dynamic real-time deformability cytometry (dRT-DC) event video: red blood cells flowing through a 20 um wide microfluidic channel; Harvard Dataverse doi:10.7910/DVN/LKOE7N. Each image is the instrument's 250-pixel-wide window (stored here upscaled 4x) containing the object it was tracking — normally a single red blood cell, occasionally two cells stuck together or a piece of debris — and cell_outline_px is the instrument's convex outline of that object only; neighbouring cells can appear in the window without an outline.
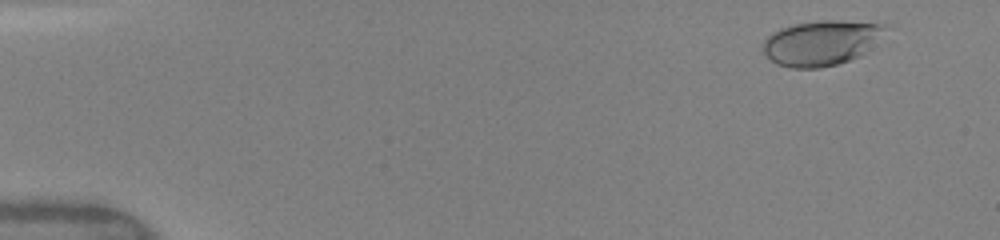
{"species": "human", "species_latin": "Homo sapiens", "temperature_condition": "warm", "stored_images_in_passage": 12, "camera_frame_rate_fps": 3000, "um_per_image_px": 0.085, "donor": {"sex": "female"}, "frame": {"image": 1, "passage_image": 5, "time_ms": 1.0, "image_size_px": [1000, 240], "cell_outline_px": [[892, 28], [860, 56], [836, 64], [820, 68], [792, 68], [776, 64], [764, 52], [764, 40], [772, 32], [780, 28], [792, 24], [820, 20], [840, 20], [888, 24]], "centroid_in_image_um": [69.86, 3.62], "position_along_channel_um": 15.1, "area_um2": 32.37}}